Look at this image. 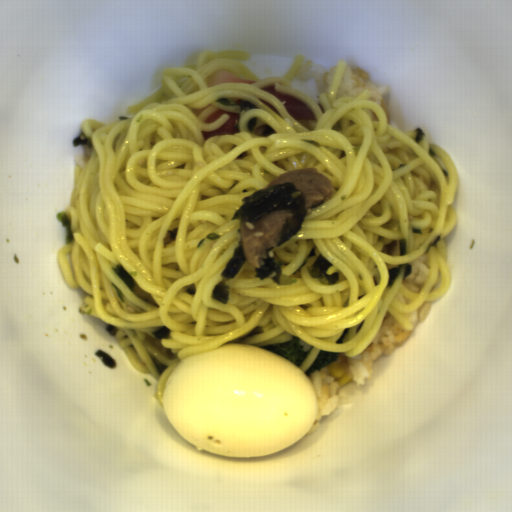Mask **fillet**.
<instances>
[{"mask_svg": "<svg viewBox=\"0 0 512 512\" xmlns=\"http://www.w3.org/2000/svg\"><path fill=\"white\" fill-rule=\"evenodd\" d=\"M261 90L271 94L280 100L285 110L296 120V121H313L317 120L314 112L308 106L306 102L298 98L297 96L290 95L287 93L277 92L274 85H270Z\"/></svg>", "mask_w": 512, "mask_h": 512, "instance_id": "1", "label": "fillet"}, {"mask_svg": "<svg viewBox=\"0 0 512 512\" xmlns=\"http://www.w3.org/2000/svg\"><path fill=\"white\" fill-rule=\"evenodd\" d=\"M223 114H228L229 118L223 122V124L217 128L214 131L211 132H203V138L204 140H208L212 136H220V135H227V134H235L236 132L240 131L239 128V122L241 115L239 112H233V111H227L218 109L207 116L204 124H209L214 121H217L219 118L223 116Z\"/></svg>", "mask_w": 512, "mask_h": 512, "instance_id": "2", "label": "fillet"}, {"mask_svg": "<svg viewBox=\"0 0 512 512\" xmlns=\"http://www.w3.org/2000/svg\"><path fill=\"white\" fill-rule=\"evenodd\" d=\"M256 79H246L233 75L230 70H217L207 78V86L214 87L220 84H254Z\"/></svg>", "mask_w": 512, "mask_h": 512, "instance_id": "3", "label": "fillet"}]
</instances>
